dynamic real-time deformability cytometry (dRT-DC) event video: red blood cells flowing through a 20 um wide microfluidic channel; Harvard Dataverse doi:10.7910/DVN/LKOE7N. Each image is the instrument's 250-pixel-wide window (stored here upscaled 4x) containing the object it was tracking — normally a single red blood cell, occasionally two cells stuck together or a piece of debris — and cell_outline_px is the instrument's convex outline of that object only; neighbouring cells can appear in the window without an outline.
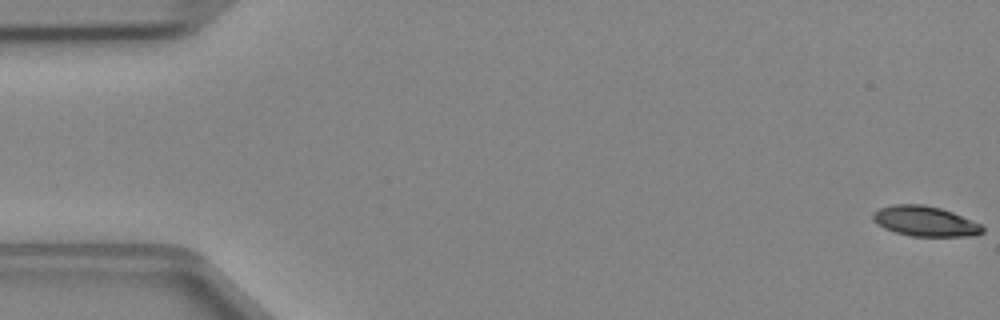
{"species": "Egyptian fruit bat (a non-hibernating species)", "species_latin": "Rousettus aegyptiacus", "temperature_condition": "cold", "stored_images_in_passage": 48, "camera_frame_rate_fps": 3000, "um_per_image_px": 0.085, "animal": {"sex": "female"}, "frame": {"image": 1, "passage_image": 1, "time_ms": 0.0, "image_size_px": [1000, 320], "cell_outline_px": [[984, 232], [976, 236], [912, 236], [896, 232], [884, 228], [872, 220], [872, 216], [880, 208], [892, 204], [924, 204], [940, 208], [952, 212], [980, 224], [984, 228]], "centroid_in_image_um": [78.64, 18.8], "position_along_channel_um": 6.4, "area_um2": 19.13}}
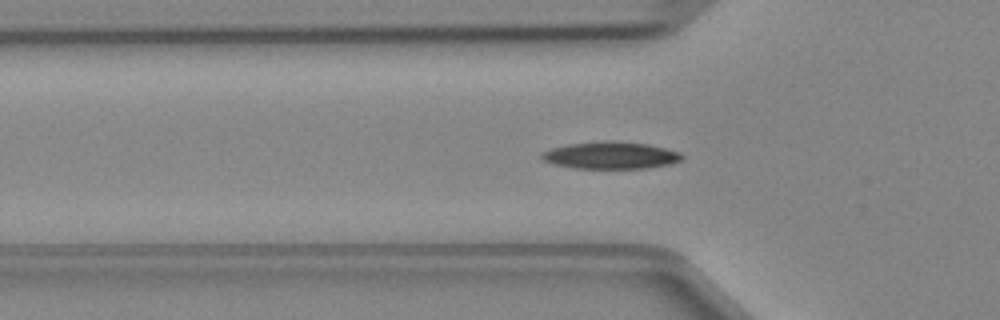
{"frame": {"image": 2, "passage_image": 16, "time_ms": 5.0, "image_size_px": [1000, 320], "cell_outline_px": [[684, 156], [680, 160], [672, 164], [648, 168], [576, 168], [552, 164], [544, 160], [540, 156], [540, 152], [552, 148], [568, 144], [600, 140], [616, 140], [648, 144], [680, 152]], "centroid_in_image_um": [51.9, 13.19], "position_along_channel_um": 73.9, "area_um2": 22.43}}
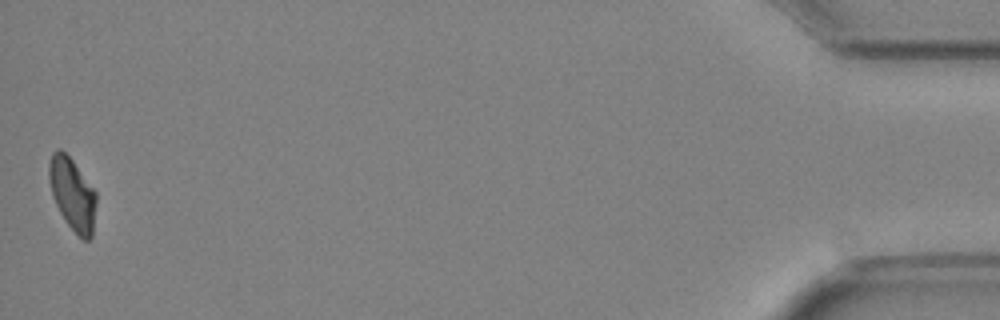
{"frame": {"image": 3, "passage_image": 48, "time_ms": 15.667, "image_size_px": [1000, 320], "cell_outline_px": [[96, 204], [92, 236], [88, 240], [84, 240], [64, 220], [52, 196], [48, 176], [48, 164], [52, 152], [56, 148], [60, 148], [72, 160], [96, 192]], "centroid_in_image_um": [6.14, 16.47], "position_along_channel_um": 429.1, "area_um2": 19.77}}